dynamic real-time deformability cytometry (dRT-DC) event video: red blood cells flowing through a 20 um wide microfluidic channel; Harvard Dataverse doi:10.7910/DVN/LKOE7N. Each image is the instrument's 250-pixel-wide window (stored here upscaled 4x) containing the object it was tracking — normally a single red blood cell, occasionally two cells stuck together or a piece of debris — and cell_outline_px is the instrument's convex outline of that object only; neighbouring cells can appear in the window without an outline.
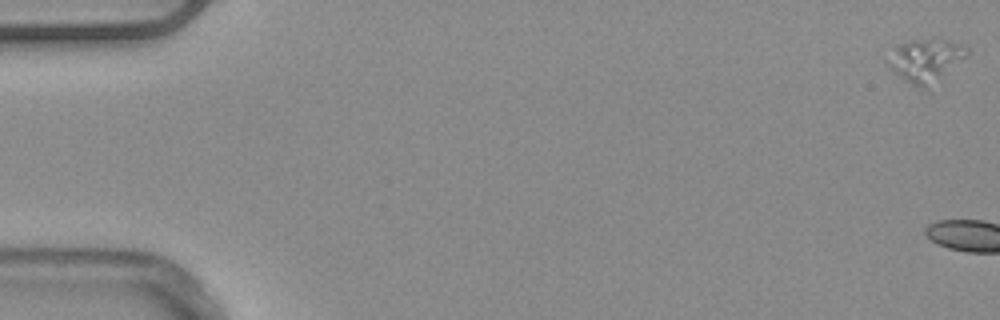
{"species": "common noctule bat (a hibernating species)", "species_latin": "Nyctalus noctula", "temperature_condition": "warm", "stored_images_in_passage": 4, "camera_frame_rate_fps": 3000, "um_per_image_px": 0.085, "animal": {"sex": "male", "body_mass_g": 20.4}, "frame": {"image": 1, "passage_image": 1, "time_ms": 0.0, "image_size_px": [1000, 320], "cell_outline_px": [[968, 56], [924, 92], [904, 80], [892, 72], [888, 68], [884, 60], [896, 48], [912, 40], [932, 36], [964, 44], [968, 48]], "centroid_in_image_um": [78.69, 5.14], "position_along_channel_um": 6.3, "area_um2": 20.58}}